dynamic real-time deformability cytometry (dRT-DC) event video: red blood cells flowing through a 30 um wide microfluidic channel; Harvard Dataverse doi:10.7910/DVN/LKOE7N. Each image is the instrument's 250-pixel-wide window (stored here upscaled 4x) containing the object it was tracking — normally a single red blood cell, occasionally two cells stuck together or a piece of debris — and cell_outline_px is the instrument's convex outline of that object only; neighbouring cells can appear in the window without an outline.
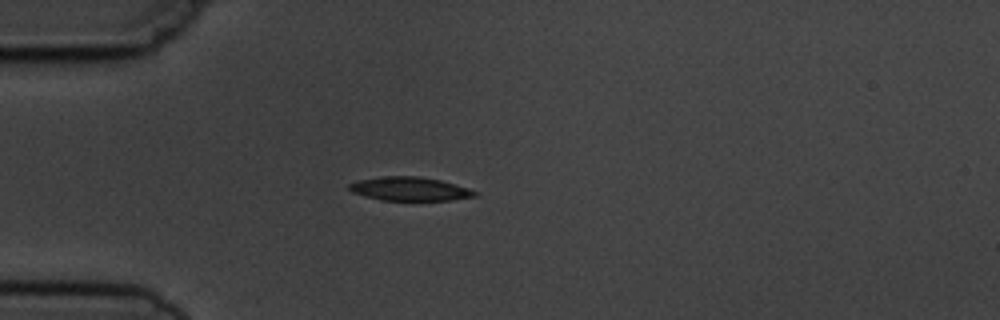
{"species": "common noctule bat (a hibernating species)", "species_latin": "Nyctalus noctula", "temperature_condition": "cold", "stored_images_in_passage": 5, "camera_frame_rate_fps": 3000, "um_per_image_px": 0.085, "animal": {"sex": "male", "body_mass_g": 19.5, "forearm_length_mm": 54.6}, "frame": {"image": 1, "passage_image": 3, "time_ms": 3.333, "image_size_px": [1000, 320], "cell_outline_px": [[476, 196], [452, 200], [380, 200], [364, 196], [352, 192], [348, 188], [348, 184], [356, 180], [384, 176], [420, 176], [440, 180], [468, 188], [476, 192]], "centroid_in_image_um": [34.78, 16.05], "position_along_channel_um": 50.2, "area_um2": 17.34}}
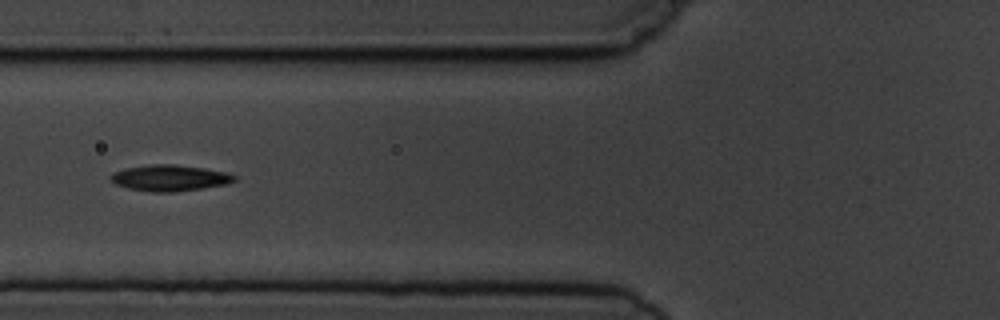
{"frame": {"image": 2, "passage_image": 5, "time_ms": 5.333, "image_size_px": [1000, 320], "cell_outline_px": [[236, 180], [228, 184], [176, 192], [152, 192], [128, 188], [116, 184], [108, 176], [116, 172], [128, 168], [152, 164], [176, 164], [204, 168], [228, 172], [236, 176]], "centroid_in_image_um": [14.49, 15.13], "position_along_channel_um": 111.3, "area_um2": 18.79}}